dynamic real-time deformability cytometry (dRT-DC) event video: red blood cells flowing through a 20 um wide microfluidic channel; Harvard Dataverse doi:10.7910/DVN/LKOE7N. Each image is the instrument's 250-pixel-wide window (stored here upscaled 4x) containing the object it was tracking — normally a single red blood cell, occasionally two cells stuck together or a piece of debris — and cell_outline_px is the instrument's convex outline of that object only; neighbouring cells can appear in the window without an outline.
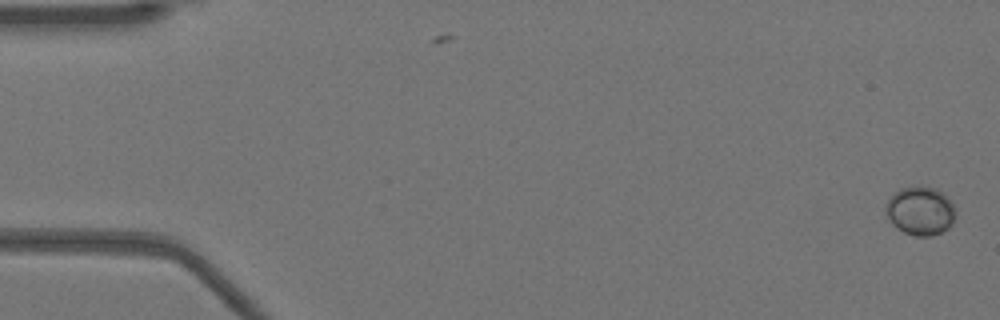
{"species": "Egyptian fruit bat (a non-hibernating species)", "species_latin": "Rousettus aegyptiacus", "temperature_condition": "warm", "stored_images_in_passage": 52, "camera_frame_rate_fps": 3000, "um_per_image_px": 0.085, "animal": {"sex": "female"}, "frame": {"image": 1, "passage_image": 1, "time_ms": 0.0, "image_size_px": [1000, 320], "cell_outline_px": [[956, 216], [952, 224], [948, 228], [932, 236], [916, 236], [904, 232], [896, 228], [892, 224], [884, 212], [884, 204], [900, 188], [920, 184], [936, 188], [944, 192], [956, 208]], "centroid_in_image_um": [78.23, 17.89], "position_along_channel_um": 6.8, "area_um2": 20.35}}
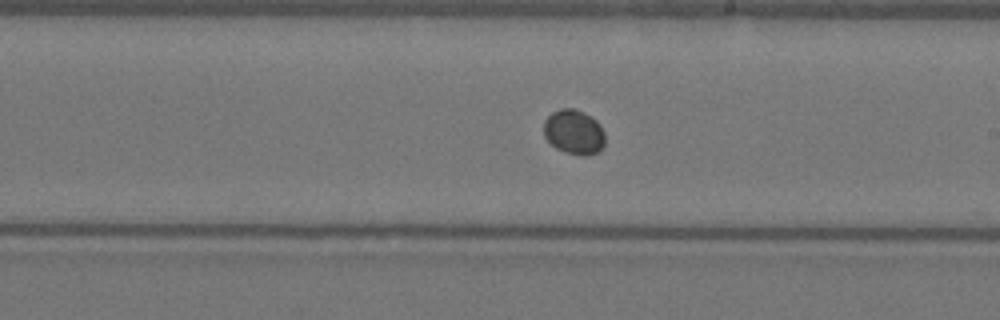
{"frame": {"image": 2, "passage_image": 30, "time_ms": 9.667, "image_size_px": [1000, 320], "cell_outline_px": [[604, 144], [600, 152], [584, 156], [580, 156], [564, 152], [556, 148], [544, 136], [544, 120], [552, 112], [560, 108], [572, 108], [584, 112], [592, 116], [600, 124], [604, 132]], "centroid_in_image_um": [48.8, 11.22], "position_along_channel_um": 240.2, "area_um2": 16.18}}
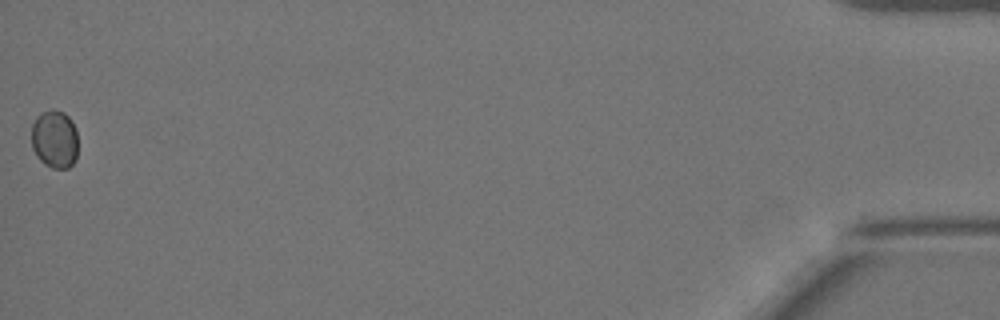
{"frame": {"image": 3, "passage_image": 52, "time_ms": 17.0, "image_size_px": [1000, 320], "cell_outline_px": [[76, 160], [68, 168], [52, 168], [44, 164], [36, 156], [32, 148], [32, 124], [36, 116], [40, 112], [52, 108], [64, 112], [72, 120], [76, 128]], "centroid_in_image_um": [4.63, 11.8], "position_along_channel_um": 430.6, "area_um2": 16.01}}